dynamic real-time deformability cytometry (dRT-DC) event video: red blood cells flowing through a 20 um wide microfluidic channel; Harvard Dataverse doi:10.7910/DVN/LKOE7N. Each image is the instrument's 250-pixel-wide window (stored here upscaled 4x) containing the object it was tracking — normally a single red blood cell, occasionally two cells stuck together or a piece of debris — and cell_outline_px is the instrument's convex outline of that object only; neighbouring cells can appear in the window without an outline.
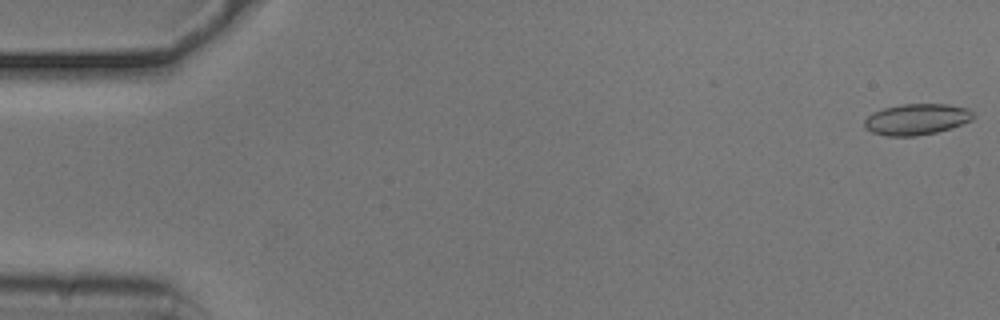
{"species": "common noctule bat (a hibernating species)", "species_latin": "Nyctalus noctula", "temperature_condition": "cold", "stored_images_in_passage": 11, "camera_frame_rate_fps": 3000, "um_per_image_px": 0.085, "animal": {"sex": "male", "body_mass_g": 20.5, "forearm_length_mm": 52.5}, "frame": {"image": 1, "passage_image": 1, "time_ms": 0.0, "image_size_px": [1000, 320], "cell_outline_px": [[972, 120], [952, 128], [936, 132], [916, 136], [888, 136], [872, 132], [864, 128], [864, 120], [872, 112], [884, 108], [900, 104], [948, 104], [968, 108], [972, 112]], "centroid_in_image_um": [77.89, 10.14], "position_along_channel_um": 7.1, "area_um2": 19.77}}